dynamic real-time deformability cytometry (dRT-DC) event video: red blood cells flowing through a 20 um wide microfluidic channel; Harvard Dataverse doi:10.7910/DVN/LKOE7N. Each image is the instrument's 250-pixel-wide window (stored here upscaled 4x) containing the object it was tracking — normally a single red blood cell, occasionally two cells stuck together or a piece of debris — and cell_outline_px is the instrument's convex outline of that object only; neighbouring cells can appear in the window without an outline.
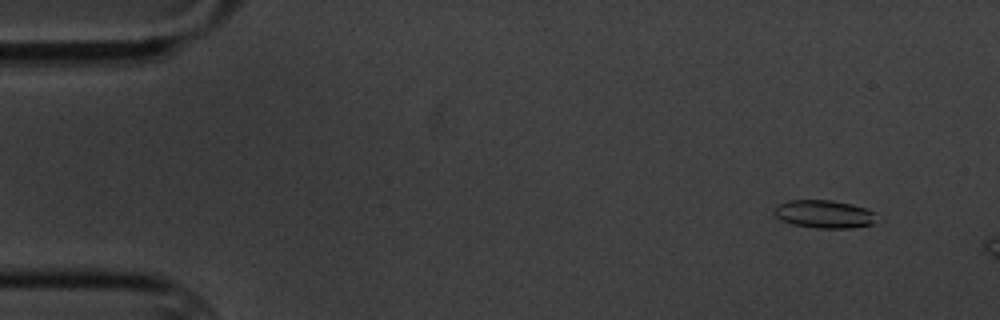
{"species": "common noctule bat (a hibernating species)", "species_latin": "Nyctalus noctula", "temperature_condition": "cold", "stored_images_in_passage": 4, "camera_frame_rate_fps": 3000, "um_per_image_px": 0.085, "animal": {"sex": "male", "body_mass_g": 20.1, "forearm_length_mm": 53.5}, "frame": {"image": 1, "passage_image": 1, "time_ms": 0.0, "image_size_px": [1000, 320], "cell_outline_px": [[876, 212], [872, 224], [852, 228], [816, 228], [792, 224], [780, 220], [772, 212], [772, 208], [776, 204], [788, 200], [832, 200], [852, 204]], "centroid_in_image_um": [69.98, 18.19], "position_along_channel_um": 15.0, "area_um2": 16.88}}